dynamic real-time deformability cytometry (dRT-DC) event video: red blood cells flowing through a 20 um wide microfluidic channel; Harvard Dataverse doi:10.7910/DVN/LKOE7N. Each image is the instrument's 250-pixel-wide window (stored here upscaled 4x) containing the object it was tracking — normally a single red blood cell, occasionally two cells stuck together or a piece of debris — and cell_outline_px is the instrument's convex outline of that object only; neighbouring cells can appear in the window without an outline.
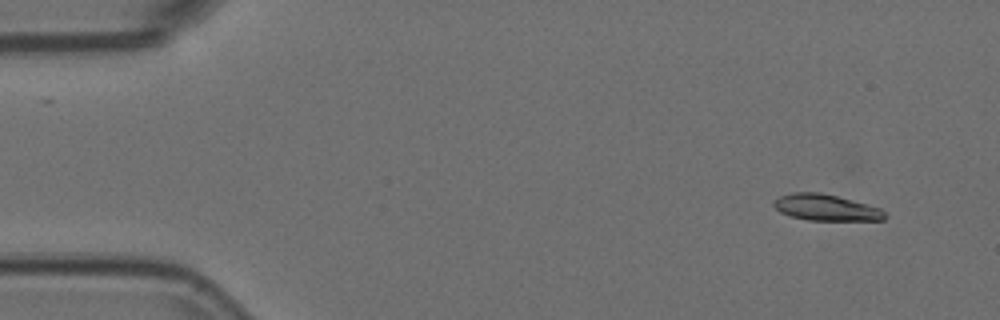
{"species": "Egyptian fruit bat (a non-hibernating species)", "species_latin": "Rousettus aegyptiacus", "temperature_condition": "room temperature", "stored_images_in_passage": 5, "segment_of_instrument_passage": [1, 2], "camera_frame_rate_fps": 3000, "um_per_image_px": 0.085, "animal": {"sex": "female"}, "frame": {"image": 1, "passage_image": 1, "time_ms": 0.0, "image_size_px": [1000, 320], "cell_outline_px": [[888, 216], [884, 220], [808, 220], [792, 216], [780, 212], [772, 204], [772, 200], [780, 196], [792, 192], [820, 192], [852, 200], [880, 208]], "centroid_in_image_um": [70.19, 17.64], "position_along_channel_um": 14.8, "area_um2": 16.94}}